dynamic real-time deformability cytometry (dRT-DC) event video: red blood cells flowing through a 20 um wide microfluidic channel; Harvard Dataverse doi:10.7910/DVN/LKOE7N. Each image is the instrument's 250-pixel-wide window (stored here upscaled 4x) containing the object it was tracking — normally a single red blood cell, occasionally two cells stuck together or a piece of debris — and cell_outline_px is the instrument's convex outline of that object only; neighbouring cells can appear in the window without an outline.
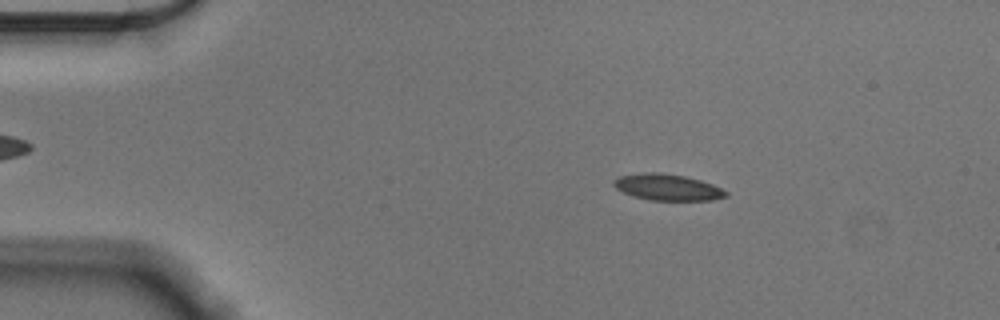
{"species": "Egyptian fruit bat (a non-hibernating species)", "species_latin": "Rousettus aegyptiacus", "temperature_condition": "cold", "stored_images_in_passage": 56, "camera_frame_rate_fps": 3000, "um_per_image_px": 0.085, "animal": {"sex": "male"}, "frame": {"image": 1, "passage_image": 9, "time_ms": 2.667, "image_size_px": [1000, 320], "cell_outline_px": [[728, 196], [712, 200], [652, 200], [636, 196], [624, 192], [616, 188], [612, 184], [612, 180], [620, 176], [640, 172], [660, 172], [684, 176], [700, 180], [712, 184], [728, 192]], "centroid_in_image_um": [56.73, 15.9], "position_along_channel_um": 28.3, "area_um2": 17.11}}
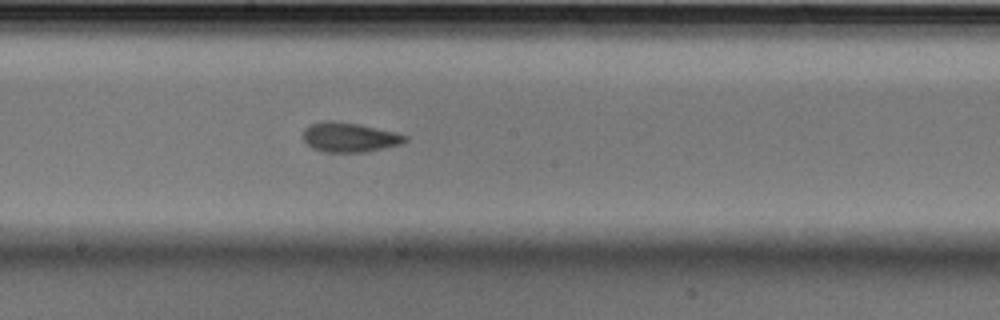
{"frame": {"image": 2, "passage_image": 30, "time_ms": 9.667, "image_size_px": [1000, 320], "cell_outline_px": [[408, 140], [400, 144], [364, 152], [324, 152], [312, 148], [300, 136], [304, 128], [308, 124], [324, 120], [332, 120], [360, 124], [396, 132], [408, 136]], "centroid_in_image_um": [29.65, 11.65], "position_along_channel_um": 218.6, "area_um2": 17.86}}
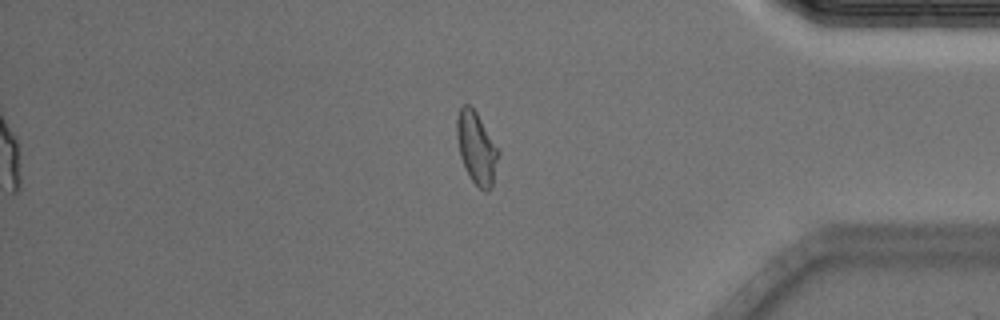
{"frame": {"image": 3, "passage_image": 47, "time_ms": 15.333, "image_size_px": [1000, 320], "cell_outline_px": [[500, 152], [492, 184], [484, 192], [472, 180], [460, 156], [456, 136], [456, 120], [460, 108], [464, 104], [468, 104], [476, 112], [500, 148]], "centroid_in_image_um": [40.51, 12.53], "position_along_channel_um": 394.7, "area_um2": 17.34}, "authors_computed_cell_mechanics": {"area_um2": 17.1377, "velocity_mm_per_s": 3.5577, "shape_relaxation_time_tau1_ms": 6.0985, "shape_relaxation_time_tau2_ms": 1.9828, "deformation_change_tau1": 0.1612, "deformation_change_tau2": 0.0774}}